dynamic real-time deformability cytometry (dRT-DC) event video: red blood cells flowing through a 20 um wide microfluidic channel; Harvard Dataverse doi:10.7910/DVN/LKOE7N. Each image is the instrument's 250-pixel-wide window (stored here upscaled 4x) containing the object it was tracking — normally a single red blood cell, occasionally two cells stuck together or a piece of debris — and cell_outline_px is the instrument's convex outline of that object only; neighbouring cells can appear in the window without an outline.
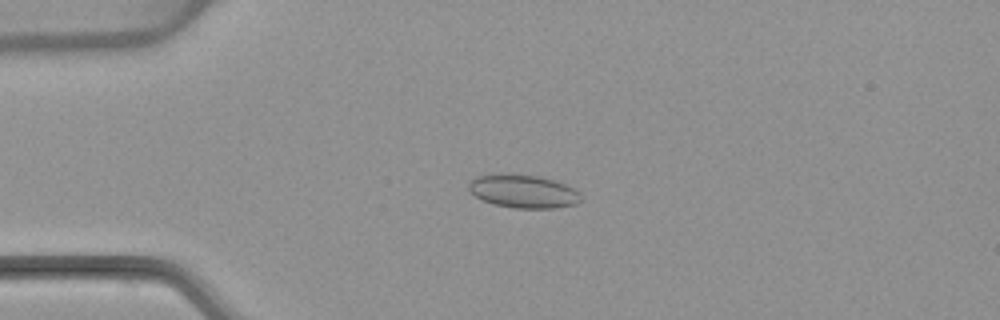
{"species": "common noctule bat (a hibernating species)", "species_latin": "Nyctalus noctula", "temperature_condition": "warm", "stored_images_in_passage": 6, "camera_frame_rate_fps": 3000, "um_per_image_px": 0.085, "animal": {"sex": "female", "body_mass_g": 22.7, "forearm_length_mm": 54.2}, "frame": {"image": 1, "passage_image": 3, "time_ms": 2.333, "image_size_px": [1000, 320], "cell_outline_px": [[584, 200], [576, 204], [556, 208], [516, 208], [492, 204], [468, 192], [468, 184], [476, 176], [500, 172], [512, 172], [540, 176], [556, 180], [580, 192]], "centroid_in_image_um": [44.48, 16.23], "position_along_channel_um": 40.5, "area_um2": 22.43}}
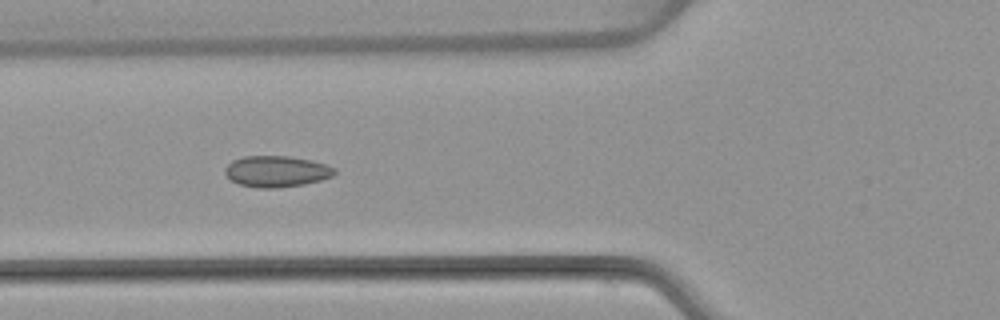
{"frame": {"image": 2, "passage_image": 5, "time_ms": 4.667, "image_size_px": [1000, 320], "cell_outline_px": [[336, 172], [332, 176], [320, 180], [304, 184], [276, 188], [256, 188], [240, 184], [232, 180], [224, 172], [224, 168], [232, 160], [244, 156], [288, 156], [312, 160], [336, 168]], "centroid_in_image_um": [23.5, 14.56], "position_along_channel_um": 102.3, "area_um2": 19.88}}
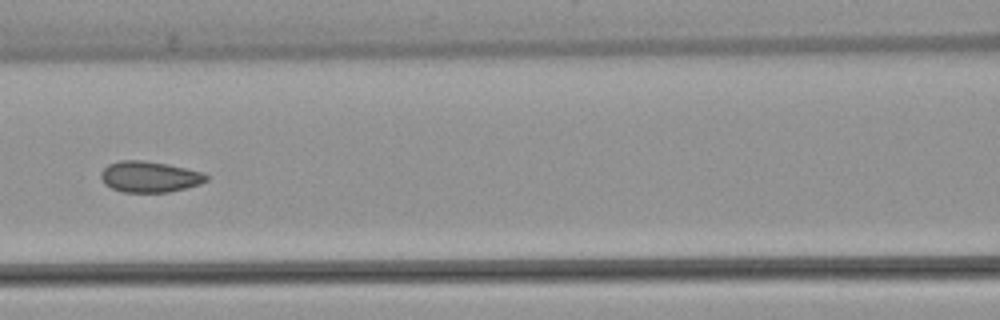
{"frame": {"image": 3, "passage_image": 6, "time_ms": 6.0, "image_size_px": [1000, 320], "cell_outline_px": [[208, 180], [200, 184], [168, 192], [124, 192], [112, 188], [104, 184], [100, 176], [100, 172], [108, 164], [120, 160], [140, 160], [168, 164], [200, 172], [208, 176]], "centroid_in_image_um": [12.67, 15.02], "position_along_channel_um": 153.9, "area_um2": 18.9}}